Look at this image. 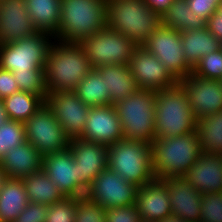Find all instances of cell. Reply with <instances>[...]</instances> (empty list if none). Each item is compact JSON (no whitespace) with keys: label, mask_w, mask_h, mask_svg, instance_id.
I'll use <instances>...</instances> for the list:
<instances>
[{"label":"cell","mask_w":222,"mask_h":222,"mask_svg":"<svg viewBox=\"0 0 222 222\" xmlns=\"http://www.w3.org/2000/svg\"><path fill=\"white\" fill-rule=\"evenodd\" d=\"M107 0H62L58 32L60 42L80 43L107 26Z\"/></svg>","instance_id":"cell-4"},{"label":"cell","mask_w":222,"mask_h":222,"mask_svg":"<svg viewBox=\"0 0 222 222\" xmlns=\"http://www.w3.org/2000/svg\"><path fill=\"white\" fill-rule=\"evenodd\" d=\"M0 166L9 178L23 179L42 169V156L28 141L11 148L1 159Z\"/></svg>","instance_id":"cell-23"},{"label":"cell","mask_w":222,"mask_h":222,"mask_svg":"<svg viewBox=\"0 0 222 222\" xmlns=\"http://www.w3.org/2000/svg\"><path fill=\"white\" fill-rule=\"evenodd\" d=\"M107 26L132 39L137 45L162 24L161 15L144 0H107Z\"/></svg>","instance_id":"cell-5"},{"label":"cell","mask_w":222,"mask_h":222,"mask_svg":"<svg viewBox=\"0 0 222 222\" xmlns=\"http://www.w3.org/2000/svg\"><path fill=\"white\" fill-rule=\"evenodd\" d=\"M142 46L155 55L178 81L193 72L184 56L181 34L176 29L161 24Z\"/></svg>","instance_id":"cell-11"},{"label":"cell","mask_w":222,"mask_h":222,"mask_svg":"<svg viewBox=\"0 0 222 222\" xmlns=\"http://www.w3.org/2000/svg\"><path fill=\"white\" fill-rule=\"evenodd\" d=\"M161 17L163 26L180 33L206 27V22L191 11L186 0H174Z\"/></svg>","instance_id":"cell-31"},{"label":"cell","mask_w":222,"mask_h":222,"mask_svg":"<svg viewBox=\"0 0 222 222\" xmlns=\"http://www.w3.org/2000/svg\"><path fill=\"white\" fill-rule=\"evenodd\" d=\"M20 91L40 95L44 99L48 94L44 71L13 72Z\"/></svg>","instance_id":"cell-34"},{"label":"cell","mask_w":222,"mask_h":222,"mask_svg":"<svg viewBox=\"0 0 222 222\" xmlns=\"http://www.w3.org/2000/svg\"><path fill=\"white\" fill-rule=\"evenodd\" d=\"M22 181L30 203L52 205L65 198L43 169L29 174Z\"/></svg>","instance_id":"cell-28"},{"label":"cell","mask_w":222,"mask_h":222,"mask_svg":"<svg viewBox=\"0 0 222 222\" xmlns=\"http://www.w3.org/2000/svg\"><path fill=\"white\" fill-rule=\"evenodd\" d=\"M193 73L205 79L220 81L222 79V49L210 52L201 58Z\"/></svg>","instance_id":"cell-36"},{"label":"cell","mask_w":222,"mask_h":222,"mask_svg":"<svg viewBox=\"0 0 222 222\" xmlns=\"http://www.w3.org/2000/svg\"><path fill=\"white\" fill-rule=\"evenodd\" d=\"M48 205L28 203L13 222H45Z\"/></svg>","instance_id":"cell-40"},{"label":"cell","mask_w":222,"mask_h":222,"mask_svg":"<svg viewBox=\"0 0 222 222\" xmlns=\"http://www.w3.org/2000/svg\"><path fill=\"white\" fill-rule=\"evenodd\" d=\"M75 222H106V209L85 195L76 197Z\"/></svg>","instance_id":"cell-35"},{"label":"cell","mask_w":222,"mask_h":222,"mask_svg":"<svg viewBox=\"0 0 222 222\" xmlns=\"http://www.w3.org/2000/svg\"><path fill=\"white\" fill-rule=\"evenodd\" d=\"M69 149L77 165L79 183L87 189L93 180L108 167V146L74 138L70 140Z\"/></svg>","instance_id":"cell-17"},{"label":"cell","mask_w":222,"mask_h":222,"mask_svg":"<svg viewBox=\"0 0 222 222\" xmlns=\"http://www.w3.org/2000/svg\"><path fill=\"white\" fill-rule=\"evenodd\" d=\"M62 0H25L26 8L39 32L54 36L59 29Z\"/></svg>","instance_id":"cell-27"},{"label":"cell","mask_w":222,"mask_h":222,"mask_svg":"<svg viewBox=\"0 0 222 222\" xmlns=\"http://www.w3.org/2000/svg\"><path fill=\"white\" fill-rule=\"evenodd\" d=\"M28 203L22 179L8 178L0 190V222H13Z\"/></svg>","instance_id":"cell-26"},{"label":"cell","mask_w":222,"mask_h":222,"mask_svg":"<svg viewBox=\"0 0 222 222\" xmlns=\"http://www.w3.org/2000/svg\"><path fill=\"white\" fill-rule=\"evenodd\" d=\"M2 101L8 119L23 123L45 104L42 96L24 91L13 93Z\"/></svg>","instance_id":"cell-30"},{"label":"cell","mask_w":222,"mask_h":222,"mask_svg":"<svg viewBox=\"0 0 222 222\" xmlns=\"http://www.w3.org/2000/svg\"><path fill=\"white\" fill-rule=\"evenodd\" d=\"M92 68L104 65H127L138 46L132 39L106 26L80 43Z\"/></svg>","instance_id":"cell-9"},{"label":"cell","mask_w":222,"mask_h":222,"mask_svg":"<svg viewBox=\"0 0 222 222\" xmlns=\"http://www.w3.org/2000/svg\"><path fill=\"white\" fill-rule=\"evenodd\" d=\"M135 204L106 209V222H140Z\"/></svg>","instance_id":"cell-39"},{"label":"cell","mask_w":222,"mask_h":222,"mask_svg":"<svg viewBox=\"0 0 222 222\" xmlns=\"http://www.w3.org/2000/svg\"><path fill=\"white\" fill-rule=\"evenodd\" d=\"M137 190V185L125 181L107 167L86 189L85 196L109 209L135 204Z\"/></svg>","instance_id":"cell-12"},{"label":"cell","mask_w":222,"mask_h":222,"mask_svg":"<svg viewBox=\"0 0 222 222\" xmlns=\"http://www.w3.org/2000/svg\"><path fill=\"white\" fill-rule=\"evenodd\" d=\"M196 131L202 152L222 155V111L198 119Z\"/></svg>","instance_id":"cell-32"},{"label":"cell","mask_w":222,"mask_h":222,"mask_svg":"<svg viewBox=\"0 0 222 222\" xmlns=\"http://www.w3.org/2000/svg\"><path fill=\"white\" fill-rule=\"evenodd\" d=\"M8 175L7 173L2 169V167L0 166V190L3 187V185L5 184V181L8 179Z\"/></svg>","instance_id":"cell-47"},{"label":"cell","mask_w":222,"mask_h":222,"mask_svg":"<svg viewBox=\"0 0 222 222\" xmlns=\"http://www.w3.org/2000/svg\"><path fill=\"white\" fill-rule=\"evenodd\" d=\"M159 222H184L181 218L176 215L170 214L166 218L159 220Z\"/></svg>","instance_id":"cell-46"},{"label":"cell","mask_w":222,"mask_h":222,"mask_svg":"<svg viewBox=\"0 0 222 222\" xmlns=\"http://www.w3.org/2000/svg\"><path fill=\"white\" fill-rule=\"evenodd\" d=\"M201 154L197 131L172 138H155L151 143L153 174L157 180L184 177Z\"/></svg>","instance_id":"cell-2"},{"label":"cell","mask_w":222,"mask_h":222,"mask_svg":"<svg viewBox=\"0 0 222 222\" xmlns=\"http://www.w3.org/2000/svg\"><path fill=\"white\" fill-rule=\"evenodd\" d=\"M169 190L172 214L184 222H200L202 193L184 177L161 179Z\"/></svg>","instance_id":"cell-20"},{"label":"cell","mask_w":222,"mask_h":222,"mask_svg":"<svg viewBox=\"0 0 222 222\" xmlns=\"http://www.w3.org/2000/svg\"><path fill=\"white\" fill-rule=\"evenodd\" d=\"M73 91L90 108L110 105L105 79L96 68H93Z\"/></svg>","instance_id":"cell-29"},{"label":"cell","mask_w":222,"mask_h":222,"mask_svg":"<svg viewBox=\"0 0 222 222\" xmlns=\"http://www.w3.org/2000/svg\"><path fill=\"white\" fill-rule=\"evenodd\" d=\"M42 169L65 197L85 195L86 189L79 183L77 165L69 148L43 156Z\"/></svg>","instance_id":"cell-16"},{"label":"cell","mask_w":222,"mask_h":222,"mask_svg":"<svg viewBox=\"0 0 222 222\" xmlns=\"http://www.w3.org/2000/svg\"><path fill=\"white\" fill-rule=\"evenodd\" d=\"M108 168L138 187L153 182L151 144L121 139L108 146Z\"/></svg>","instance_id":"cell-6"},{"label":"cell","mask_w":222,"mask_h":222,"mask_svg":"<svg viewBox=\"0 0 222 222\" xmlns=\"http://www.w3.org/2000/svg\"><path fill=\"white\" fill-rule=\"evenodd\" d=\"M81 139L109 146L123 139L115 105L90 108Z\"/></svg>","instance_id":"cell-18"},{"label":"cell","mask_w":222,"mask_h":222,"mask_svg":"<svg viewBox=\"0 0 222 222\" xmlns=\"http://www.w3.org/2000/svg\"><path fill=\"white\" fill-rule=\"evenodd\" d=\"M76 210V197H65L48 205L45 222H75Z\"/></svg>","instance_id":"cell-37"},{"label":"cell","mask_w":222,"mask_h":222,"mask_svg":"<svg viewBox=\"0 0 222 222\" xmlns=\"http://www.w3.org/2000/svg\"><path fill=\"white\" fill-rule=\"evenodd\" d=\"M138 89L162 90L174 87L179 81L142 45H138L128 63Z\"/></svg>","instance_id":"cell-14"},{"label":"cell","mask_w":222,"mask_h":222,"mask_svg":"<svg viewBox=\"0 0 222 222\" xmlns=\"http://www.w3.org/2000/svg\"><path fill=\"white\" fill-rule=\"evenodd\" d=\"M54 36L39 32L0 45V68L11 72L44 71Z\"/></svg>","instance_id":"cell-8"},{"label":"cell","mask_w":222,"mask_h":222,"mask_svg":"<svg viewBox=\"0 0 222 222\" xmlns=\"http://www.w3.org/2000/svg\"><path fill=\"white\" fill-rule=\"evenodd\" d=\"M135 206L144 219L159 221L172 214L169 190L157 179L138 187Z\"/></svg>","instance_id":"cell-22"},{"label":"cell","mask_w":222,"mask_h":222,"mask_svg":"<svg viewBox=\"0 0 222 222\" xmlns=\"http://www.w3.org/2000/svg\"><path fill=\"white\" fill-rule=\"evenodd\" d=\"M140 222H159V221L141 218Z\"/></svg>","instance_id":"cell-48"},{"label":"cell","mask_w":222,"mask_h":222,"mask_svg":"<svg viewBox=\"0 0 222 222\" xmlns=\"http://www.w3.org/2000/svg\"><path fill=\"white\" fill-rule=\"evenodd\" d=\"M8 120L3 101L0 100V125Z\"/></svg>","instance_id":"cell-45"},{"label":"cell","mask_w":222,"mask_h":222,"mask_svg":"<svg viewBox=\"0 0 222 222\" xmlns=\"http://www.w3.org/2000/svg\"><path fill=\"white\" fill-rule=\"evenodd\" d=\"M191 11L203 19L208 21L210 15L221 7L222 0H186Z\"/></svg>","instance_id":"cell-41"},{"label":"cell","mask_w":222,"mask_h":222,"mask_svg":"<svg viewBox=\"0 0 222 222\" xmlns=\"http://www.w3.org/2000/svg\"><path fill=\"white\" fill-rule=\"evenodd\" d=\"M92 69L79 43L54 39L44 67L47 92L73 91Z\"/></svg>","instance_id":"cell-1"},{"label":"cell","mask_w":222,"mask_h":222,"mask_svg":"<svg viewBox=\"0 0 222 222\" xmlns=\"http://www.w3.org/2000/svg\"><path fill=\"white\" fill-rule=\"evenodd\" d=\"M96 69L105 79L106 88L109 90L110 105L126 99L138 89L128 64L104 65Z\"/></svg>","instance_id":"cell-24"},{"label":"cell","mask_w":222,"mask_h":222,"mask_svg":"<svg viewBox=\"0 0 222 222\" xmlns=\"http://www.w3.org/2000/svg\"><path fill=\"white\" fill-rule=\"evenodd\" d=\"M207 29L222 43V8L213 12L206 22Z\"/></svg>","instance_id":"cell-43"},{"label":"cell","mask_w":222,"mask_h":222,"mask_svg":"<svg viewBox=\"0 0 222 222\" xmlns=\"http://www.w3.org/2000/svg\"><path fill=\"white\" fill-rule=\"evenodd\" d=\"M26 142L25 127L23 122L7 120L0 125V161L6 153Z\"/></svg>","instance_id":"cell-33"},{"label":"cell","mask_w":222,"mask_h":222,"mask_svg":"<svg viewBox=\"0 0 222 222\" xmlns=\"http://www.w3.org/2000/svg\"><path fill=\"white\" fill-rule=\"evenodd\" d=\"M39 33L25 0H0V45Z\"/></svg>","instance_id":"cell-19"},{"label":"cell","mask_w":222,"mask_h":222,"mask_svg":"<svg viewBox=\"0 0 222 222\" xmlns=\"http://www.w3.org/2000/svg\"><path fill=\"white\" fill-rule=\"evenodd\" d=\"M23 124L26 141L31 143L42 157L69 148L71 139L46 104Z\"/></svg>","instance_id":"cell-10"},{"label":"cell","mask_w":222,"mask_h":222,"mask_svg":"<svg viewBox=\"0 0 222 222\" xmlns=\"http://www.w3.org/2000/svg\"><path fill=\"white\" fill-rule=\"evenodd\" d=\"M45 104L70 139L80 138L88 118V107L71 90L48 93Z\"/></svg>","instance_id":"cell-13"},{"label":"cell","mask_w":222,"mask_h":222,"mask_svg":"<svg viewBox=\"0 0 222 222\" xmlns=\"http://www.w3.org/2000/svg\"><path fill=\"white\" fill-rule=\"evenodd\" d=\"M121 122L123 138L147 142L155 139V91L137 89L115 104Z\"/></svg>","instance_id":"cell-7"},{"label":"cell","mask_w":222,"mask_h":222,"mask_svg":"<svg viewBox=\"0 0 222 222\" xmlns=\"http://www.w3.org/2000/svg\"><path fill=\"white\" fill-rule=\"evenodd\" d=\"M181 44L187 63L194 69L201 58L221 48V42L207 29L181 32Z\"/></svg>","instance_id":"cell-25"},{"label":"cell","mask_w":222,"mask_h":222,"mask_svg":"<svg viewBox=\"0 0 222 222\" xmlns=\"http://www.w3.org/2000/svg\"><path fill=\"white\" fill-rule=\"evenodd\" d=\"M19 91L13 72L0 68V100Z\"/></svg>","instance_id":"cell-42"},{"label":"cell","mask_w":222,"mask_h":222,"mask_svg":"<svg viewBox=\"0 0 222 222\" xmlns=\"http://www.w3.org/2000/svg\"><path fill=\"white\" fill-rule=\"evenodd\" d=\"M153 11L158 12L162 15L168 7L173 3L174 0H144Z\"/></svg>","instance_id":"cell-44"},{"label":"cell","mask_w":222,"mask_h":222,"mask_svg":"<svg viewBox=\"0 0 222 222\" xmlns=\"http://www.w3.org/2000/svg\"><path fill=\"white\" fill-rule=\"evenodd\" d=\"M179 83L188 93L189 107L197 120L222 111V84L220 81L205 79L192 72Z\"/></svg>","instance_id":"cell-15"},{"label":"cell","mask_w":222,"mask_h":222,"mask_svg":"<svg viewBox=\"0 0 222 222\" xmlns=\"http://www.w3.org/2000/svg\"><path fill=\"white\" fill-rule=\"evenodd\" d=\"M197 119L189 107L188 93L178 83L155 91V138H172L196 132Z\"/></svg>","instance_id":"cell-3"},{"label":"cell","mask_w":222,"mask_h":222,"mask_svg":"<svg viewBox=\"0 0 222 222\" xmlns=\"http://www.w3.org/2000/svg\"><path fill=\"white\" fill-rule=\"evenodd\" d=\"M184 178L202 194L222 192V155L202 152Z\"/></svg>","instance_id":"cell-21"},{"label":"cell","mask_w":222,"mask_h":222,"mask_svg":"<svg viewBox=\"0 0 222 222\" xmlns=\"http://www.w3.org/2000/svg\"><path fill=\"white\" fill-rule=\"evenodd\" d=\"M200 222H222V192L202 195Z\"/></svg>","instance_id":"cell-38"}]
</instances>
